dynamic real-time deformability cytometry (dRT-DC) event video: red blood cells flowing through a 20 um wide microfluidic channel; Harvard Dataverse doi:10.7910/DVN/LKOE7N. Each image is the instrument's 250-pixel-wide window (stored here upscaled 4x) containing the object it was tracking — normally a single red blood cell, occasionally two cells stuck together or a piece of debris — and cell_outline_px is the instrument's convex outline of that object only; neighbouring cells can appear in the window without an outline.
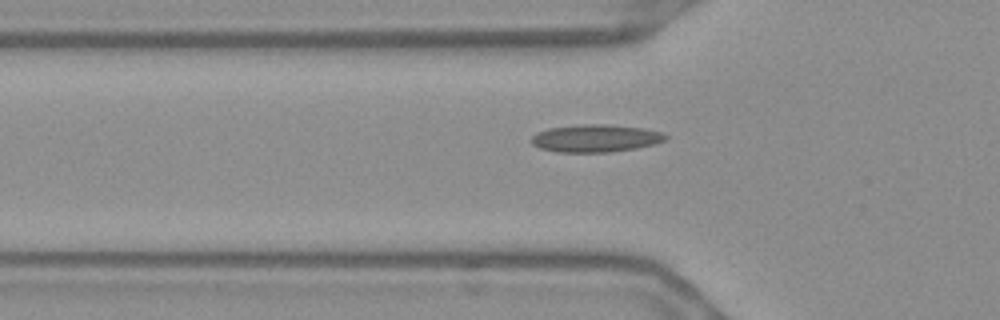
{"species": "Egyptian fruit bat (a non-hibernating species)", "species_latin": "Rousettus aegyptiacus", "temperature_condition": "warm", "stored_images_in_passage": 49, "camera_frame_rate_fps": 3000, "um_per_image_px": 0.085, "frame": {"image": 1, "passage_image": 18, "time_ms": 5.667, "image_size_px": [1000, 320], "cell_outline_px": [[668, 136], [664, 140], [656, 144], [636, 148], [608, 152], [556, 152], [540, 148], [532, 144], [532, 136], [536, 132], [548, 128], [580, 124], [608, 124], [644, 128], [664, 132]], "centroid_in_image_um": [50.64, 11.74], "position_along_channel_um": 75.2, "area_um2": 21.73}}
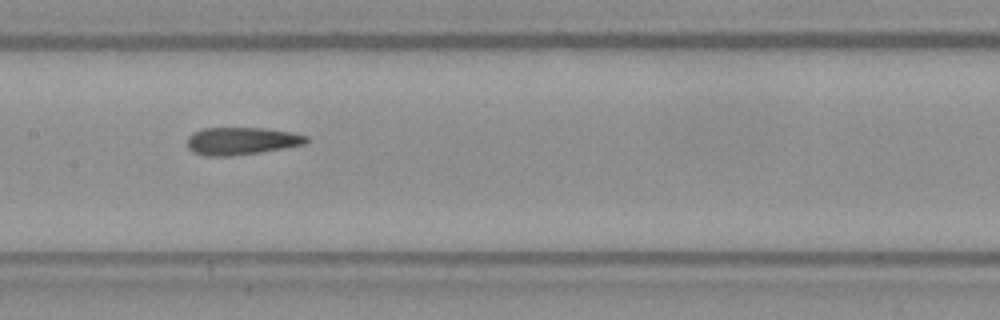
{"frame": {"image": 2, "passage_image": 27, "time_ms": 8.667, "image_size_px": [1000, 320], "cell_outline_px": [[308, 140], [304, 144], [260, 152], [232, 156], [204, 156], [192, 152], [188, 148], [188, 136], [192, 132], [204, 128], [264, 128], [292, 132], [308, 136]], "centroid_in_image_um": [20.49, 11.98], "position_along_channel_um": 186.9, "area_um2": 19.13}}
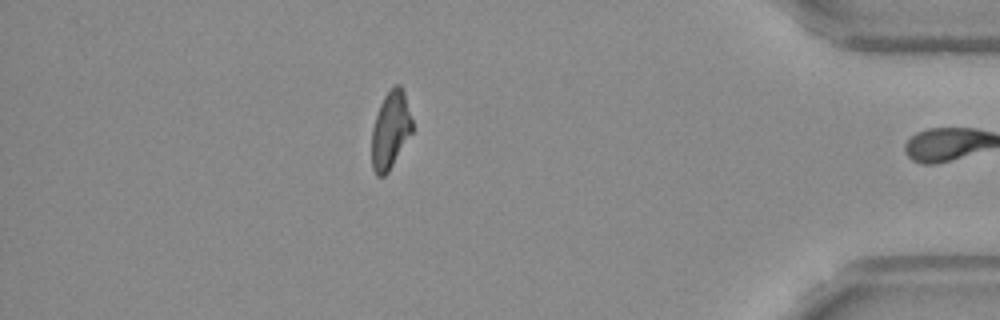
{"frame": {"image": 3, "passage_image": 48, "time_ms": 15.667, "image_size_px": [1000, 320], "cell_outline_px": [[412, 132], [388, 172], [384, 176], [376, 176], [372, 168], [372, 128], [380, 104], [384, 96], [396, 84], [400, 84], [404, 92], [412, 120]], "centroid_in_image_um": [33.18, 11.07], "position_along_channel_um": 402.0, "area_um2": 18.03}, "authors_computed_cell_mechanics": {"area_um2": 19.5364, "velocity_mm_per_s": 3.6854, "shape_relaxation_time_tau1_ms": null, "shape_relaxation_time_tau2_ms": 2.9919, "deformation_change_tau1": null, "deformation_change_tau2": 0.1193}}